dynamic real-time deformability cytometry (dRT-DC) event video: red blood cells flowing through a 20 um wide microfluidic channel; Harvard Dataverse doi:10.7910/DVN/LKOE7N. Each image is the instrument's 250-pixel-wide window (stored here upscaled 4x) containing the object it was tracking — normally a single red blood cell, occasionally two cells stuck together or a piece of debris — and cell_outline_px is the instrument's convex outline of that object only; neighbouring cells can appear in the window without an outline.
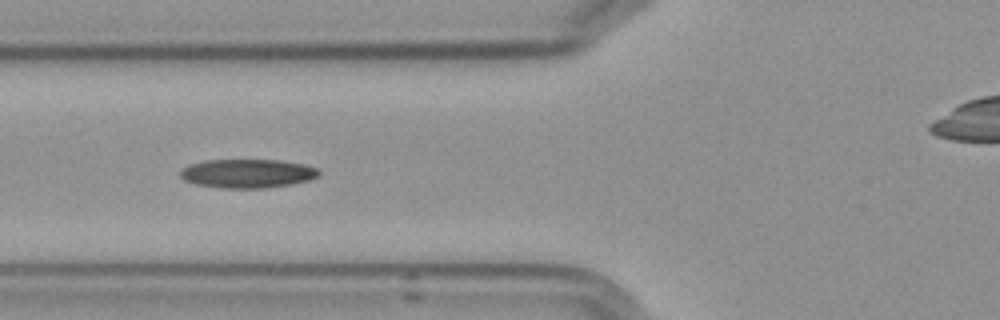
{"species": "Egyptian fruit bat (a non-hibernating species)", "species_latin": "Rousettus aegyptiacus", "temperature_condition": "cold", "stored_images_in_passage": 3, "camera_frame_rate_fps": 3000, "um_per_image_px": 0.085, "frame": {"image": 1, "passage_image": 3, "time_ms": 2.667, "image_size_px": [1000, 320], "cell_outline_px": [[320, 176], [312, 180], [292, 184], [264, 188], [224, 188], [196, 184], [184, 180], [180, 176], [180, 172], [188, 164], [204, 160], [280, 160], [304, 164], [320, 168]], "centroid_in_image_um": [21.09, 14.74], "position_along_channel_um": 104.7, "area_um2": 23.52}}